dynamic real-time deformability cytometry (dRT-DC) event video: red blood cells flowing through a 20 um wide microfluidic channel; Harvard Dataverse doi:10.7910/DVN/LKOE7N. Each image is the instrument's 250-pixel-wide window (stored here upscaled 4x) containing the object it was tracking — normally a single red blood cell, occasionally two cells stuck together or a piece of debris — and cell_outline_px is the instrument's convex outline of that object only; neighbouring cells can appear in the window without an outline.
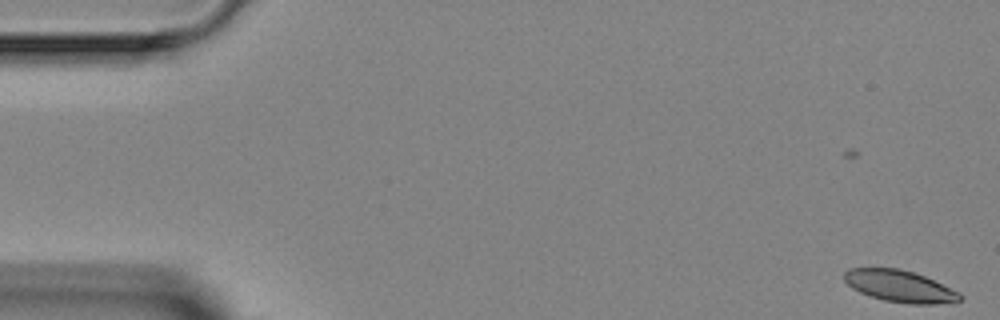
{"species": "Egyptian fruit bat (a non-hibernating species)", "species_latin": "Rousettus aegyptiacus", "temperature_condition": "room temperature", "stored_images_in_passage": 8, "camera_frame_rate_fps": 3000, "um_per_image_px": 0.085, "animal": {"sex": "female"}, "frame": {"image": 1, "passage_image": 1, "time_ms": 0.0, "image_size_px": [1000, 320], "cell_outline_px": [[964, 300], [956, 304], [908, 304], [884, 300], [860, 292], [852, 288], [844, 280], [844, 272], [848, 268], [896, 268], [912, 272], [924, 276], [960, 292], [964, 296]], "centroid_in_image_um": [76.56, 24.35], "position_along_channel_um": 8.4, "area_um2": 21.68}}
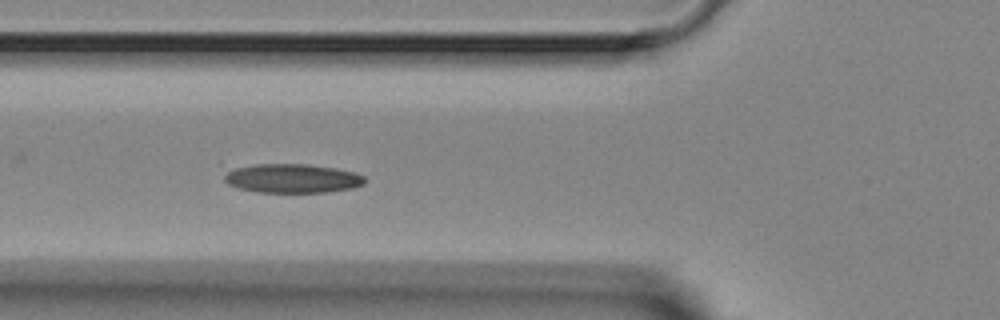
{"frame": {"image": 2, "passage_image": 6, "time_ms": 5.667, "image_size_px": [1000, 320], "cell_outline_px": [[364, 184], [352, 188], [328, 192], [256, 192], [240, 188], [228, 184], [224, 180], [224, 176], [228, 172], [236, 168], [256, 164], [308, 164], [336, 168], [352, 172], [364, 176]], "centroid_in_image_um": [24.86, 15.16], "position_along_channel_um": 100.9, "area_um2": 23.52}}
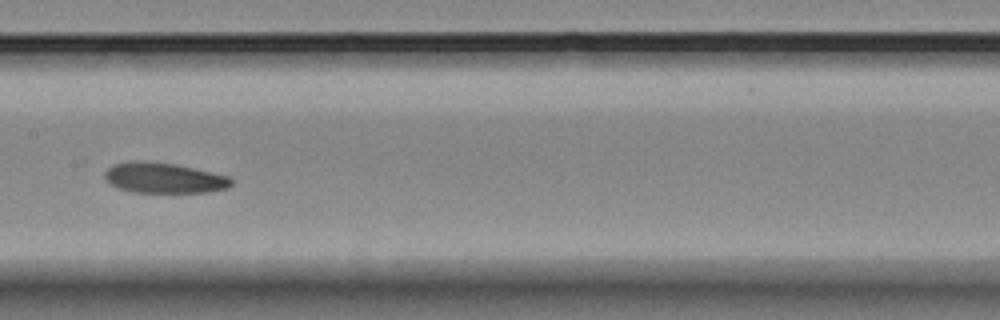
{"frame": {"image": 3, "passage_image": 8, "time_ms": 8.0, "image_size_px": [1000, 320], "cell_outline_px": [[232, 184], [228, 188], [208, 192], [132, 192], [108, 184], [104, 180], [104, 172], [112, 164], [132, 160], [144, 160], [176, 164], [212, 172], [228, 176], [232, 180]], "centroid_in_image_um": [13.88, 15.11], "position_along_channel_um": 193.5, "area_um2": 22.72}}